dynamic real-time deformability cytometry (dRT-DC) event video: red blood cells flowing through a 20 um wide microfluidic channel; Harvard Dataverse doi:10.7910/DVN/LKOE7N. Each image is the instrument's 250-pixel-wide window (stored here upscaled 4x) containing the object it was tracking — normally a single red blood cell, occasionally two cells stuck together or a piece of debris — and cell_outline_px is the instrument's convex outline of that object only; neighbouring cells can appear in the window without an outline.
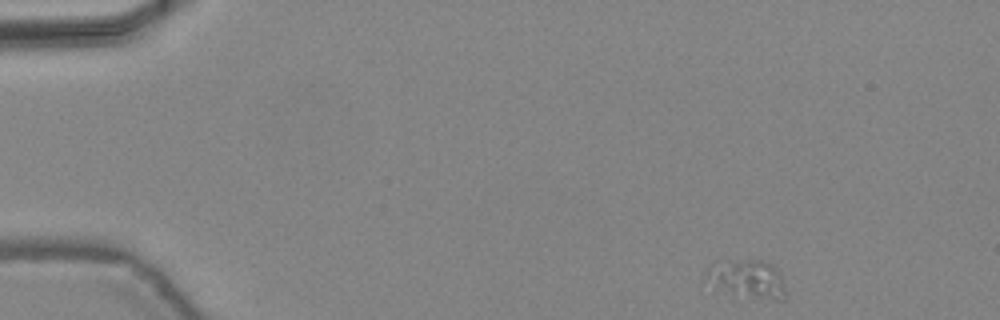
{"species": "common noctule bat (a hibernating species)", "species_latin": "Nyctalus noctula", "temperature_condition": "warm", "stored_images_in_passage": 16, "camera_frame_rate_fps": 3000, "um_per_image_px": 0.085, "animal": {"sex": "female", "body_mass_g": 24.6, "forearm_length_mm": 56.2}, "frame": {"image": 1, "passage_image": 1, "time_ms": 0.0, "image_size_px": [1000, 320], "cell_outline_px": [[788, 296], [784, 300], [776, 300], [732, 292], [700, 280], [704, 272], [708, 268], [720, 260], [760, 260], [772, 264], [780, 272]], "centroid_in_image_um": [63.52, 23.67], "position_along_channel_um": 21.5, "area_um2": 17.74}}
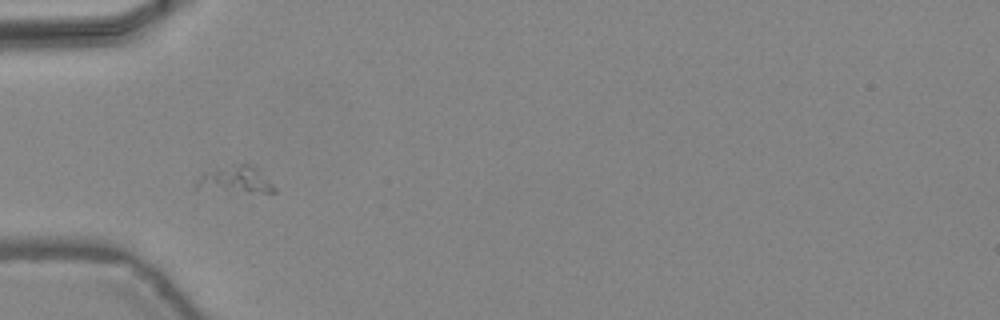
{"frame": {"image": 2, "passage_image": 11, "time_ms": 3.333, "image_size_px": [1000, 320], "cell_outline_px": [[276, 192], [192, 192], [192, 180], [204, 172], [216, 168], [236, 164], [252, 164], [276, 188]], "centroid_in_image_um": [19.78, 15.32], "position_along_channel_um": 65.2, "area_um2": 13.06}}
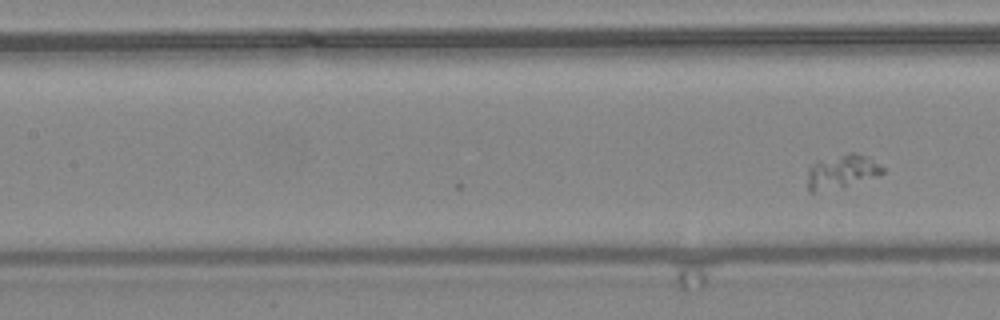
{"frame": {"image": 3, "passage_image": 16, "time_ms": 5.0, "image_size_px": [1000, 320], "cell_outline_px": [[884, 172], [876, 176], [844, 188], [812, 192], [808, 192], [808, 168], [816, 160], [848, 152], [856, 152], [868, 156], [880, 164], [884, 168]], "centroid_in_image_um": [71.55, 14.57], "position_along_channel_um": 135.9, "area_um2": 15.26}}